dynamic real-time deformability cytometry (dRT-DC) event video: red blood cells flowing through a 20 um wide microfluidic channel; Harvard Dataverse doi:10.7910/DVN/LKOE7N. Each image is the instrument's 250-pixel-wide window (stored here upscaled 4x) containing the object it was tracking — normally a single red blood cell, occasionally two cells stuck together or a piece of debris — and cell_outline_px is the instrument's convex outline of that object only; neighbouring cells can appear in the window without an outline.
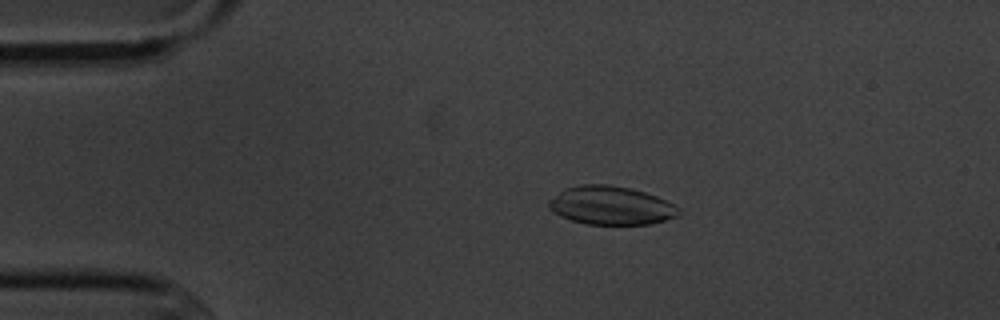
{"species": "common noctule bat (a hibernating species)", "species_latin": "Nyctalus noctula", "temperature_condition": "cold", "stored_images_in_passage": 4, "camera_frame_rate_fps": 3000, "um_per_image_px": 0.085, "animal": {"sex": "male", "body_mass_g": 20.1, "forearm_length_mm": 53.5}, "frame": {"image": 1, "passage_image": 3, "time_ms": 2.333, "image_size_px": [1000, 320], "cell_outline_px": [[680, 216], [652, 224], [588, 224], [572, 220], [560, 216], [548, 208], [548, 200], [564, 188], [580, 184], [608, 184], [632, 188], [656, 196], [676, 204], [680, 208]], "centroid_in_image_um": [51.96, 17.46], "position_along_channel_um": 33.0, "area_um2": 29.48}}